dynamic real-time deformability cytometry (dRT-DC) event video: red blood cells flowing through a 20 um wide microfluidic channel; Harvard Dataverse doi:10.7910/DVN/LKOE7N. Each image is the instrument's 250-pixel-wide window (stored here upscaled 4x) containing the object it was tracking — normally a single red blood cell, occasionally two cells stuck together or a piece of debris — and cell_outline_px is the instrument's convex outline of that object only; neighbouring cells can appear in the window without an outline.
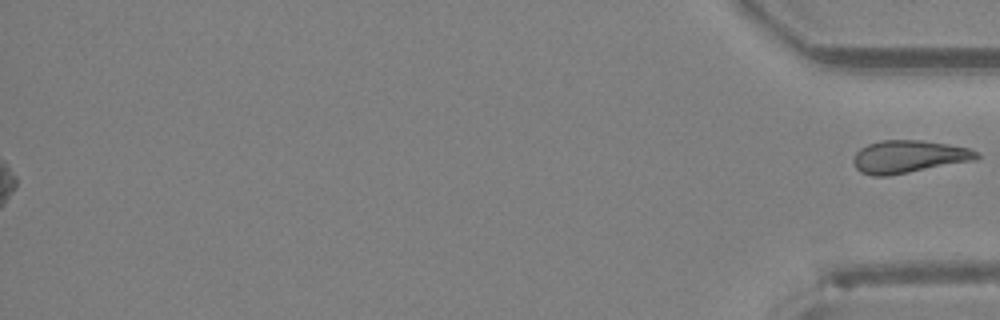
{"species": "Egyptian fruit bat (a non-hibernating species)", "species_latin": "Rousettus aegyptiacus", "temperature_condition": "room temperature", "stored_images_in_passage": 35, "segment_of_instrument_passage": [2, 2], "camera_frame_rate_fps": 3000, "um_per_image_px": 0.085, "animal": {"sex": "female"}, "frame": {"image": 1, "passage_image": 35, "time_ms": 11.333, "image_size_px": [1000, 320], "cell_outline_px": [[980, 156], [972, 160], [888, 176], [872, 176], [860, 172], [856, 168], [852, 160], [856, 152], [860, 148], [868, 144], [880, 140], [920, 140], [948, 144], [968, 148], [980, 152]], "centroid_in_image_um": [77.19, 13.31], "position_along_channel_um": 358.0, "area_um2": 23.29}}